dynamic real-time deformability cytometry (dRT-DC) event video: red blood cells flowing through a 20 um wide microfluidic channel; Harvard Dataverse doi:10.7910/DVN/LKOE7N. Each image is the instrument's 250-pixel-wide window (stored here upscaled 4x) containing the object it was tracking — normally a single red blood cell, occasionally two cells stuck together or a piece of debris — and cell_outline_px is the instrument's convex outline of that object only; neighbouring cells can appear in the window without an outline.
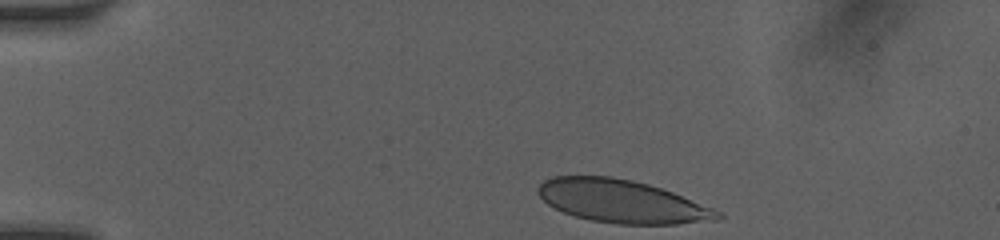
{"species": "human", "species_latin": "Homo sapiens", "temperature_condition": "room temperature", "stored_images_in_passage": 4, "camera_frame_rate_fps": 3000, "um_per_image_px": 0.085, "donor": {"sex": "female"}, "frame": {"image": 1, "passage_image": 1, "time_ms": 0.0, "image_size_px": [1000, 240], "cell_outline_px": [[724, 216], [720, 220], [676, 224], [616, 224], [592, 220], [576, 216], [564, 212], [548, 204], [536, 192], [536, 188], [544, 180], [552, 176], [612, 176], [632, 180], [648, 184], [672, 192], [712, 208], [720, 212]], "centroid_in_image_um": [52.85, 17.11], "position_along_channel_um": 32.1, "area_um2": 44.74}}